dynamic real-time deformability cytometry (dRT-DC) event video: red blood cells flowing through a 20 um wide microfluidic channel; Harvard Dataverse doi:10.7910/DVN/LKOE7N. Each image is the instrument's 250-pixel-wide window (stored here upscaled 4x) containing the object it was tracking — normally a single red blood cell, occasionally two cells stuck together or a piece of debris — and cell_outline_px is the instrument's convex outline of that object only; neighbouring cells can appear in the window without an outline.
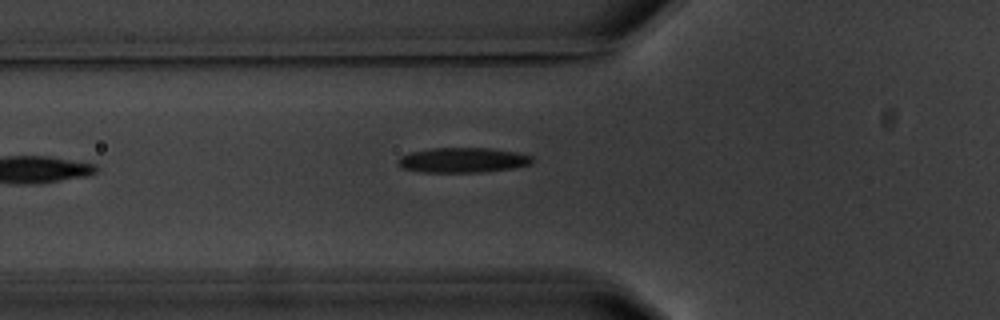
{"species": "common noctule bat (a hibernating species)", "species_latin": "Nyctalus noctula", "temperature_condition": "warm", "stored_images_in_passage": 5, "camera_frame_rate_fps": 3000, "um_per_image_px": 0.085, "animal": {"sex": "male", "body_mass_g": 20.1, "forearm_length_mm": 53.5}, "frame": {"image": 1, "passage_image": 5, "time_ms": 5.0, "image_size_px": [1000, 320], "cell_outline_px": [[532, 164], [512, 168], [484, 172], [420, 172], [400, 168], [400, 156], [408, 152], [432, 148], [488, 148], [516, 152], [532, 156]], "centroid_in_image_um": [39.32, 13.61], "position_along_channel_um": 86.5, "area_um2": 19.54}}